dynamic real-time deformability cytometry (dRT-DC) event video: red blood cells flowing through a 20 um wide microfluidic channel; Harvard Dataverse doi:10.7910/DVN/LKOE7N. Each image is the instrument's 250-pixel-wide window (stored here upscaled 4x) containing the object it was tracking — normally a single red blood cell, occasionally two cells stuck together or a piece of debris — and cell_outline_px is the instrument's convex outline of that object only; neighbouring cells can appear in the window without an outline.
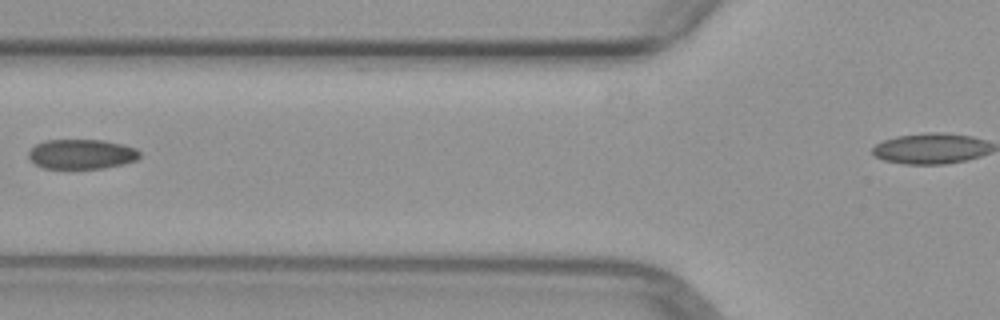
{"species": "common noctule bat (a hibernating species)", "species_latin": "Nyctalus noctula", "temperature_condition": "warm", "stored_images_in_passage": 6, "camera_frame_rate_fps": 3000, "um_per_image_px": 0.085, "animal": {"sex": "female", "body_mass_g": 29.2, "forearm_length_mm": 56.3}, "frame": {"image": 1, "passage_image": 6, "time_ms": 6.0, "image_size_px": [1000, 320], "cell_outline_px": [[140, 156], [136, 160], [124, 164], [104, 168], [44, 168], [28, 160], [28, 152], [36, 144], [48, 140], [104, 140], [124, 144], [136, 148], [140, 152]], "centroid_in_image_um": [6.95, 13.1], "position_along_channel_um": 118.9, "area_um2": 19.36}}